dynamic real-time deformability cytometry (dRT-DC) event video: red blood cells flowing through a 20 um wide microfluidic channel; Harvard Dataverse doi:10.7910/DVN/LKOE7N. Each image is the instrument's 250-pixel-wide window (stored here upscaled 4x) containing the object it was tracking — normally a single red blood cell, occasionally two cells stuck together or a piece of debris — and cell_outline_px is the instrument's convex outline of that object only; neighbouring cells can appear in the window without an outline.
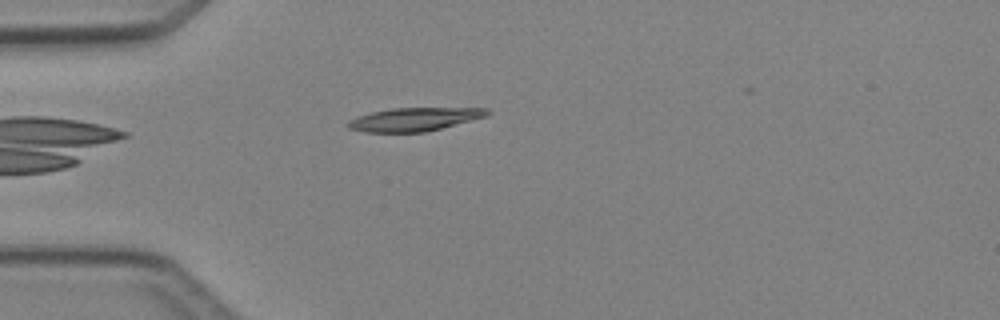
{"species": "Egyptian fruit bat (a non-hibernating species)", "species_latin": "Rousettus aegyptiacus", "temperature_condition": "cold", "stored_images_in_passage": 5, "camera_frame_rate_fps": 3000, "um_per_image_px": 0.085, "animal": {"sex": "female"}, "frame": {"image": 1, "passage_image": 5, "time_ms": 4.667, "image_size_px": [1000, 320], "cell_outline_px": [[492, 112], [488, 116], [424, 132], [364, 132], [348, 128], [348, 120], [356, 116], [372, 112], [392, 108], [488, 108]], "centroid_in_image_um": [35.22, 10.13], "position_along_channel_um": 49.8, "area_um2": 18.9}}